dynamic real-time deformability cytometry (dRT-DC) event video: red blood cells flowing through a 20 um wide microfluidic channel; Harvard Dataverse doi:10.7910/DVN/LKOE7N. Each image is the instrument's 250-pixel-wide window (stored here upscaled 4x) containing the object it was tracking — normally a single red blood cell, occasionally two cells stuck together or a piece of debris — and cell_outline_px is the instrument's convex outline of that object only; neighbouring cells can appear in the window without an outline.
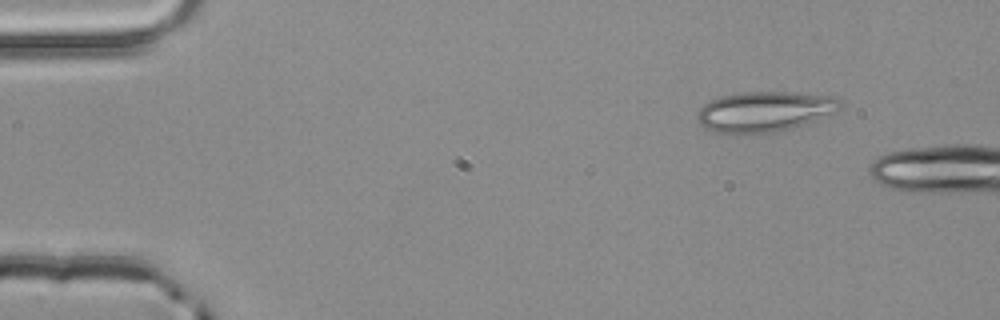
{"species": "common noctule bat (a hibernating species)", "species_latin": "Nyctalus noctula", "temperature_condition": "room temperature", "stored_images_in_passage": 2, "camera_frame_rate_fps": 3000, "um_per_image_px": 0.085, "animal": {"sex": "male", "body_mass_g": 20.4}, "frame": {"image": 1, "passage_image": 1, "time_ms": 0.0, "image_size_px": [1000, 320], "cell_outline_px": [[840, 104], [836, 112], [792, 128], [780, 132], [748, 136], [740, 136], [712, 132], [704, 128], [700, 124], [696, 116], [700, 108], [704, 104], [720, 96], [744, 92], [792, 92], [836, 96], [840, 100]], "centroid_in_image_um": [64.93, 9.52], "position_along_channel_um": 20.1, "area_um2": 34.33}}